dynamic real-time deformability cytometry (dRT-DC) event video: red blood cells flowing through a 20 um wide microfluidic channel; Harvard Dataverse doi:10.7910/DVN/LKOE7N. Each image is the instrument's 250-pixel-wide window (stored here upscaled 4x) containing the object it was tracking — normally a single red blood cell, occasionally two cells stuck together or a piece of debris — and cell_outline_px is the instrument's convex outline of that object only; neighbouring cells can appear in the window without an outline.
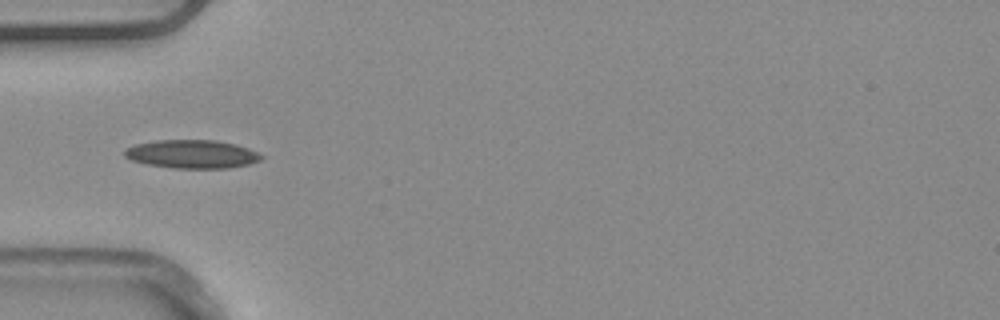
{"species": "common noctule bat (a hibernating species)", "species_latin": "Nyctalus noctula", "temperature_condition": "warm", "stored_images_in_passage": 42, "camera_frame_rate_fps": 3000, "um_per_image_px": 0.085, "animal": {"sex": "male", "body_mass_g": 20.4}, "frame": {"image": 1, "passage_image": 7, "time_ms": 2.0, "image_size_px": [1000, 320], "cell_outline_px": [[264, 156], [260, 160], [248, 164], [228, 168], [172, 168], [148, 164], [132, 160], [124, 156], [124, 148], [136, 144], [156, 140], [216, 140], [236, 144], [248, 148]], "centroid_in_image_um": [16.3, 13.09], "position_along_channel_um": 68.7, "area_um2": 22.6}}